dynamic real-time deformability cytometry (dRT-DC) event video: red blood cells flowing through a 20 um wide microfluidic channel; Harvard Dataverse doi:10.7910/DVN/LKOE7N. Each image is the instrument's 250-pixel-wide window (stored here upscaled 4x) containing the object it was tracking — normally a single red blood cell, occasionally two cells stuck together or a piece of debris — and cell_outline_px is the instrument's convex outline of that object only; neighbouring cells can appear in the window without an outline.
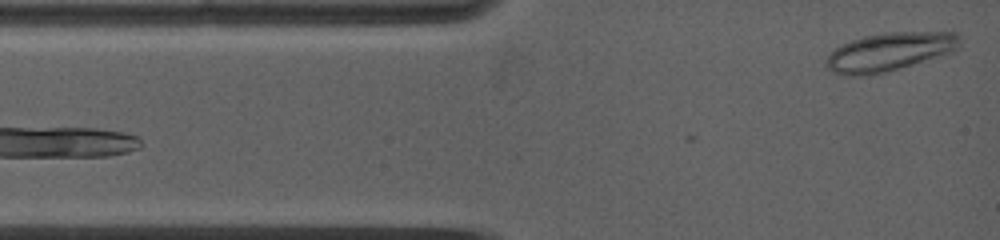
{"species": "common noctule bat (a hibernating species)", "species_latin": "Nyctalus noctula", "temperature_condition": "warm", "stored_images_in_passage": 6, "camera_frame_rate_fps": 5000, "um_per_image_px": 0.085, "animal": {"sex": "female", "body_mass_g": 19.0, "forearm_length_mm": 53.3}, "frame": {"image": 1, "passage_image": 1, "time_ms": 0.0, "image_size_px": [1000, 240], "cell_outline_px": [[960, 48], [952, 52], [884, 72], [868, 76], [844, 76], [832, 72], [824, 64], [824, 60], [836, 48], [852, 40], [864, 36], [884, 32], [952, 28], [960, 36]], "centroid_in_image_um": [75.71, 4.34], "position_along_channel_um": 9.3, "area_um2": 30.87}}